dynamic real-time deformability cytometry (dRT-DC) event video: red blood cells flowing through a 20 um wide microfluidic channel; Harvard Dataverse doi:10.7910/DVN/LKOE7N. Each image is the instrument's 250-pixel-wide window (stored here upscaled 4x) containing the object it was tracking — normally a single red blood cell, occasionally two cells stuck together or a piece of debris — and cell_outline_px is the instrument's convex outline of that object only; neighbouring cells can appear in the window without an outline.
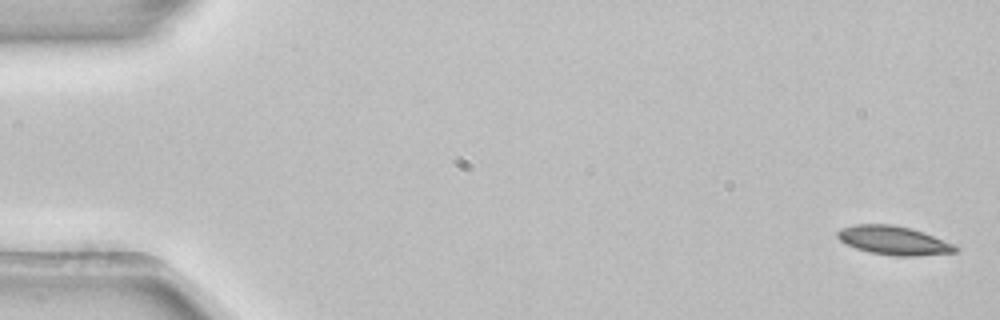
{"species": "common noctule bat (a hibernating species)", "species_latin": "Nyctalus noctula", "temperature_condition": "room temperature", "stored_images_in_passage": 5, "camera_frame_rate_fps": 3000, "um_per_image_px": 0.085, "animal": {"sex": "female", "body_mass_g": 22.7, "forearm_length_mm": 54.2}, "frame": {"image": 1, "passage_image": 1, "time_ms": 0.0, "image_size_px": [1000, 320], "cell_outline_px": [[960, 248], [956, 252], [916, 256], [896, 256], [868, 252], [856, 248], [840, 240], [836, 236], [836, 232], [840, 228], [852, 224], [892, 224], [912, 228], [924, 232], [952, 244]], "centroid_in_image_um": [75.93, 20.42], "position_along_channel_um": 9.1, "area_um2": 19.83}}
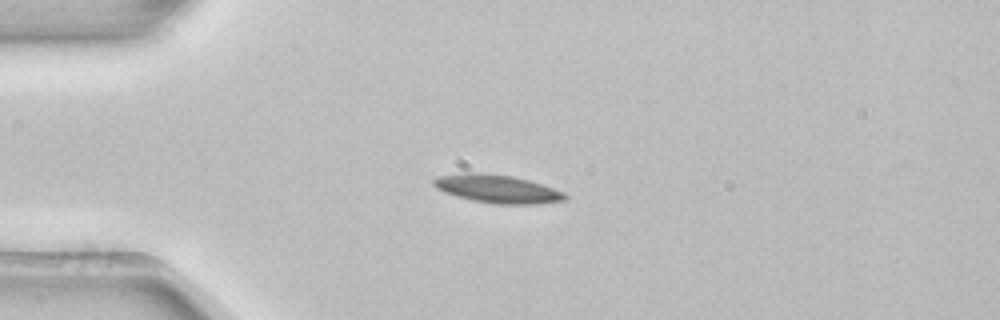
{"frame": {"image": 2, "passage_image": 4, "time_ms": 1.0, "image_size_px": [1000, 320], "cell_outline_px": [[568, 200], [540, 204], [496, 204], [472, 200], [456, 196], [444, 192], [436, 188], [432, 184], [432, 180], [436, 176], [460, 172], [476, 172], [512, 176], [528, 180], [564, 192], [568, 196]], "centroid_in_image_um": [42.24, 16.05], "position_along_channel_um": 42.8, "area_um2": 21.79}}